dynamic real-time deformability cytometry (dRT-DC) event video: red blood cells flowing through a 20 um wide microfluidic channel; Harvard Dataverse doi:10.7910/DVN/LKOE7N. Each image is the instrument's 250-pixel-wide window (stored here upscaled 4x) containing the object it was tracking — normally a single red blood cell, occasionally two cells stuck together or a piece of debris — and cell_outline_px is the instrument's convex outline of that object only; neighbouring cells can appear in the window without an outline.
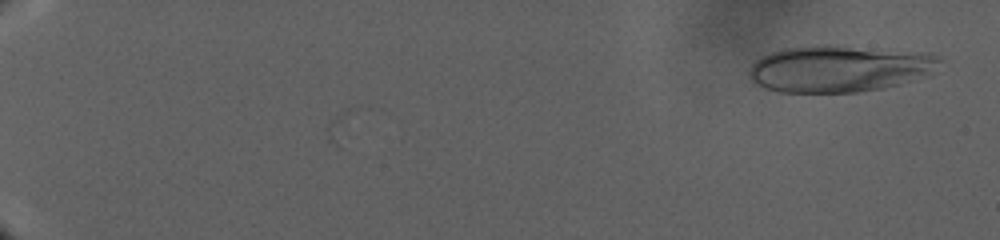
{"species": "human", "species_latin": "Homo sapiens", "temperature_condition": "warm", "stored_images_in_passage": 4, "camera_frame_rate_fps": 3000, "um_per_image_px": 0.085, "donor": {"sex": "male"}, "frame": {"image": 1, "passage_image": 4, "time_ms": 1.0, "image_size_px": [1000, 240], "cell_outline_px": [[940, 60], [928, 76], [880, 88], [856, 92], [780, 92], [764, 88], [756, 84], [752, 80], [748, 72], [752, 64], [756, 60], [772, 52], [784, 48], [824, 44], [828, 44], [924, 52]], "centroid_in_image_um": [71.28, 5.83], "position_along_channel_um": 13.7, "area_um2": 51.5}}